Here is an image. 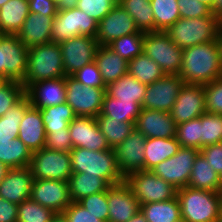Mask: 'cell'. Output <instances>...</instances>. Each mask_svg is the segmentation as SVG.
I'll list each match as a JSON object with an SVG mask.
<instances>
[{"label": "cell", "instance_id": "6da1fadb", "mask_svg": "<svg viewBox=\"0 0 222 222\" xmlns=\"http://www.w3.org/2000/svg\"><path fill=\"white\" fill-rule=\"evenodd\" d=\"M185 84L206 85L222 77L217 40L183 49L178 74Z\"/></svg>", "mask_w": 222, "mask_h": 222}, {"label": "cell", "instance_id": "7a4b0ae2", "mask_svg": "<svg viewBox=\"0 0 222 222\" xmlns=\"http://www.w3.org/2000/svg\"><path fill=\"white\" fill-rule=\"evenodd\" d=\"M184 222H222V192L186 186L177 190Z\"/></svg>", "mask_w": 222, "mask_h": 222}, {"label": "cell", "instance_id": "3957f363", "mask_svg": "<svg viewBox=\"0 0 222 222\" xmlns=\"http://www.w3.org/2000/svg\"><path fill=\"white\" fill-rule=\"evenodd\" d=\"M60 45L55 42L28 48L27 69L21 82L25 90L32 84L65 77Z\"/></svg>", "mask_w": 222, "mask_h": 222}, {"label": "cell", "instance_id": "277c9868", "mask_svg": "<svg viewBox=\"0 0 222 222\" xmlns=\"http://www.w3.org/2000/svg\"><path fill=\"white\" fill-rule=\"evenodd\" d=\"M72 173H88L103 178L110 186L123 182L124 177L119 171L113 148L92 151L85 148H72Z\"/></svg>", "mask_w": 222, "mask_h": 222}, {"label": "cell", "instance_id": "5b68a950", "mask_svg": "<svg viewBox=\"0 0 222 222\" xmlns=\"http://www.w3.org/2000/svg\"><path fill=\"white\" fill-rule=\"evenodd\" d=\"M221 20L214 14L206 17L180 18L164 32L180 49L217 39Z\"/></svg>", "mask_w": 222, "mask_h": 222}, {"label": "cell", "instance_id": "8992f818", "mask_svg": "<svg viewBox=\"0 0 222 222\" xmlns=\"http://www.w3.org/2000/svg\"><path fill=\"white\" fill-rule=\"evenodd\" d=\"M97 23L71 3L62 4L53 19L51 42L60 44L79 35L94 38Z\"/></svg>", "mask_w": 222, "mask_h": 222}, {"label": "cell", "instance_id": "52a82bcc", "mask_svg": "<svg viewBox=\"0 0 222 222\" xmlns=\"http://www.w3.org/2000/svg\"><path fill=\"white\" fill-rule=\"evenodd\" d=\"M125 184L141 204L161 202L177 197V188L151 170L133 172L124 177Z\"/></svg>", "mask_w": 222, "mask_h": 222}, {"label": "cell", "instance_id": "ba28073f", "mask_svg": "<svg viewBox=\"0 0 222 222\" xmlns=\"http://www.w3.org/2000/svg\"><path fill=\"white\" fill-rule=\"evenodd\" d=\"M143 53L156 62L165 74H179L183 49H180L164 31L145 32Z\"/></svg>", "mask_w": 222, "mask_h": 222}, {"label": "cell", "instance_id": "9c48e42d", "mask_svg": "<svg viewBox=\"0 0 222 222\" xmlns=\"http://www.w3.org/2000/svg\"><path fill=\"white\" fill-rule=\"evenodd\" d=\"M29 168L34 179L69 180L72 174L70 152L41 148L32 152Z\"/></svg>", "mask_w": 222, "mask_h": 222}, {"label": "cell", "instance_id": "30bf717a", "mask_svg": "<svg viewBox=\"0 0 222 222\" xmlns=\"http://www.w3.org/2000/svg\"><path fill=\"white\" fill-rule=\"evenodd\" d=\"M28 48L16 35H0V79L22 82L27 69Z\"/></svg>", "mask_w": 222, "mask_h": 222}, {"label": "cell", "instance_id": "8fae6325", "mask_svg": "<svg viewBox=\"0 0 222 222\" xmlns=\"http://www.w3.org/2000/svg\"><path fill=\"white\" fill-rule=\"evenodd\" d=\"M66 103L76 116L96 118L101 113L106 88L86 87L72 76H65Z\"/></svg>", "mask_w": 222, "mask_h": 222}, {"label": "cell", "instance_id": "7c38bea8", "mask_svg": "<svg viewBox=\"0 0 222 222\" xmlns=\"http://www.w3.org/2000/svg\"><path fill=\"white\" fill-rule=\"evenodd\" d=\"M199 150L189 147H180L178 152L154 166L151 171L177 189L188 186L192 167Z\"/></svg>", "mask_w": 222, "mask_h": 222}, {"label": "cell", "instance_id": "4fadbf2b", "mask_svg": "<svg viewBox=\"0 0 222 222\" xmlns=\"http://www.w3.org/2000/svg\"><path fill=\"white\" fill-rule=\"evenodd\" d=\"M184 84L178 74H165L147 85L142 108L170 112Z\"/></svg>", "mask_w": 222, "mask_h": 222}, {"label": "cell", "instance_id": "5bb4252c", "mask_svg": "<svg viewBox=\"0 0 222 222\" xmlns=\"http://www.w3.org/2000/svg\"><path fill=\"white\" fill-rule=\"evenodd\" d=\"M59 45L66 76H71L85 65L94 62L96 50L99 47L95 38L81 35L68 39Z\"/></svg>", "mask_w": 222, "mask_h": 222}, {"label": "cell", "instance_id": "9a60e30c", "mask_svg": "<svg viewBox=\"0 0 222 222\" xmlns=\"http://www.w3.org/2000/svg\"><path fill=\"white\" fill-rule=\"evenodd\" d=\"M143 32L138 29L133 18L117 3L111 11L97 23L94 38L99 46H108L114 39L132 33Z\"/></svg>", "mask_w": 222, "mask_h": 222}, {"label": "cell", "instance_id": "2e32d148", "mask_svg": "<svg viewBox=\"0 0 222 222\" xmlns=\"http://www.w3.org/2000/svg\"><path fill=\"white\" fill-rule=\"evenodd\" d=\"M30 199L54 213H62L72 202L68 180L34 179Z\"/></svg>", "mask_w": 222, "mask_h": 222}, {"label": "cell", "instance_id": "e0dca14e", "mask_svg": "<svg viewBox=\"0 0 222 222\" xmlns=\"http://www.w3.org/2000/svg\"><path fill=\"white\" fill-rule=\"evenodd\" d=\"M147 138L136 128L113 150L119 171L123 177L144 170L145 142Z\"/></svg>", "mask_w": 222, "mask_h": 222}, {"label": "cell", "instance_id": "ac0fdd59", "mask_svg": "<svg viewBox=\"0 0 222 222\" xmlns=\"http://www.w3.org/2000/svg\"><path fill=\"white\" fill-rule=\"evenodd\" d=\"M206 112L204 85L184 84L170 110L176 125L196 119Z\"/></svg>", "mask_w": 222, "mask_h": 222}, {"label": "cell", "instance_id": "d6986e66", "mask_svg": "<svg viewBox=\"0 0 222 222\" xmlns=\"http://www.w3.org/2000/svg\"><path fill=\"white\" fill-rule=\"evenodd\" d=\"M69 133L73 148H85L92 151L111 149L101 133L96 118L76 116L69 123Z\"/></svg>", "mask_w": 222, "mask_h": 222}, {"label": "cell", "instance_id": "ffe728a7", "mask_svg": "<svg viewBox=\"0 0 222 222\" xmlns=\"http://www.w3.org/2000/svg\"><path fill=\"white\" fill-rule=\"evenodd\" d=\"M107 202L108 222H128L140 211V203L124 181L108 188Z\"/></svg>", "mask_w": 222, "mask_h": 222}, {"label": "cell", "instance_id": "44dd1931", "mask_svg": "<svg viewBox=\"0 0 222 222\" xmlns=\"http://www.w3.org/2000/svg\"><path fill=\"white\" fill-rule=\"evenodd\" d=\"M135 128L146 138H170L176 135V123L165 111L141 108Z\"/></svg>", "mask_w": 222, "mask_h": 222}, {"label": "cell", "instance_id": "7402d4cb", "mask_svg": "<svg viewBox=\"0 0 222 222\" xmlns=\"http://www.w3.org/2000/svg\"><path fill=\"white\" fill-rule=\"evenodd\" d=\"M33 181L29 167L9 169L0 181V197L16 204L29 200Z\"/></svg>", "mask_w": 222, "mask_h": 222}, {"label": "cell", "instance_id": "603a6c76", "mask_svg": "<svg viewBox=\"0 0 222 222\" xmlns=\"http://www.w3.org/2000/svg\"><path fill=\"white\" fill-rule=\"evenodd\" d=\"M26 95L31 105L39 110L63 104L66 102L65 77L38 81L26 90Z\"/></svg>", "mask_w": 222, "mask_h": 222}, {"label": "cell", "instance_id": "cb8c5ba5", "mask_svg": "<svg viewBox=\"0 0 222 222\" xmlns=\"http://www.w3.org/2000/svg\"><path fill=\"white\" fill-rule=\"evenodd\" d=\"M54 18L30 12L16 36L27 48L49 43Z\"/></svg>", "mask_w": 222, "mask_h": 222}, {"label": "cell", "instance_id": "d4e9b609", "mask_svg": "<svg viewBox=\"0 0 222 222\" xmlns=\"http://www.w3.org/2000/svg\"><path fill=\"white\" fill-rule=\"evenodd\" d=\"M18 138L35 152L45 147L46 132L39 109L30 105L19 125Z\"/></svg>", "mask_w": 222, "mask_h": 222}, {"label": "cell", "instance_id": "484cf974", "mask_svg": "<svg viewBox=\"0 0 222 222\" xmlns=\"http://www.w3.org/2000/svg\"><path fill=\"white\" fill-rule=\"evenodd\" d=\"M94 62L100 71L105 86L128 73V62L108 46L98 47Z\"/></svg>", "mask_w": 222, "mask_h": 222}, {"label": "cell", "instance_id": "4316f807", "mask_svg": "<svg viewBox=\"0 0 222 222\" xmlns=\"http://www.w3.org/2000/svg\"><path fill=\"white\" fill-rule=\"evenodd\" d=\"M29 11L28 0H9L0 8V35H16Z\"/></svg>", "mask_w": 222, "mask_h": 222}, {"label": "cell", "instance_id": "83f0119b", "mask_svg": "<svg viewBox=\"0 0 222 222\" xmlns=\"http://www.w3.org/2000/svg\"><path fill=\"white\" fill-rule=\"evenodd\" d=\"M147 85L126 74L106 86V93L118 101L136 102L142 107Z\"/></svg>", "mask_w": 222, "mask_h": 222}, {"label": "cell", "instance_id": "f1b7e54d", "mask_svg": "<svg viewBox=\"0 0 222 222\" xmlns=\"http://www.w3.org/2000/svg\"><path fill=\"white\" fill-rule=\"evenodd\" d=\"M180 147L176 137L147 138L144 150V170H151L157 164L174 156Z\"/></svg>", "mask_w": 222, "mask_h": 222}, {"label": "cell", "instance_id": "f546056e", "mask_svg": "<svg viewBox=\"0 0 222 222\" xmlns=\"http://www.w3.org/2000/svg\"><path fill=\"white\" fill-rule=\"evenodd\" d=\"M188 186L201 190L222 192L221 176L213 170L212 166L200 153L195 158Z\"/></svg>", "mask_w": 222, "mask_h": 222}, {"label": "cell", "instance_id": "4dcf8cb0", "mask_svg": "<svg viewBox=\"0 0 222 222\" xmlns=\"http://www.w3.org/2000/svg\"><path fill=\"white\" fill-rule=\"evenodd\" d=\"M69 195L72 202H77L83 197L107 191L110 185L98 176L88 173H72L68 180Z\"/></svg>", "mask_w": 222, "mask_h": 222}, {"label": "cell", "instance_id": "1f68e13d", "mask_svg": "<svg viewBox=\"0 0 222 222\" xmlns=\"http://www.w3.org/2000/svg\"><path fill=\"white\" fill-rule=\"evenodd\" d=\"M140 211L146 218L147 222L183 221L177 197L161 202L141 204Z\"/></svg>", "mask_w": 222, "mask_h": 222}, {"label": "cell", "instance_id": "d6a6232c", "mask_svg": "<svg viewBox=\"0 0 222 222\" xmlns=\"http://www.w3.org/2000/svg\"><path fill=\"white\" fill-rule=\"evenodd\" d=\"M32 151L17 137L0 141V162L8 168L29 167Z\"/></svg>", "mask_w": 222, "mask_h": 222}, {"label": "cell", "instance_id": "836d02e7", "mask_svg": "<svg viewBox=\"0 0 222 222\" xmlns=\"http://www.w3.org/2000/svg\"><path fill=\"white\" fill-rule=\"evenodd\" d=\"M30 105L31 101L25 95L0 117V141H9L18 137L20 122Z\"/></svg>", "mask_w": 222, "mask_h": 222}, {"label": "cell", "instance_id": "e575fe53", "mask_svg": "<svg viewBox=\"0 0 222 222\" xmlns=\"http://www.w3.org/2000/svg\"><path fill=\"white\" fill-rule=\"evenodd\" d=\"M141 108L136 102L118 101V99L105 93L100 114L109 116L120 122L127 121L135 123Z\"/></svg>", "mask_w": 222, "mask_h": 222}, {"label": "cell", "instance_id": "d590c367", "mask_svg": "<svg viewBox=\"0 0 222 222\" xmlns=\"http://www.w3.org/2000/svg\"><path fill=\"white\" fill-rule=\"evenodd\" d=\"M128 74L146 85L165 75L161 67L143 52L128 62Z\"/></svg>", "mask_w": 222, "mask_h": 222}, {"label": "cell", "instance_id": "8d00e7d4", "mask_svg": "<svg viewBox=\"0 0 222 222\" xmlns=\"http://www.w3.org/2000/svg\"><path fill=\"white\" fill-rule=\"evenodd\" d=\"M96 120L101 133L105 136L111 148L120 144L135 128V123L120 122L106 115L99 114Z\"/></svg>", "mask_w": 222, "mask_h": 222}, {"label": "cell", "instance_id": "74e56055", "mask_svg": "<svg viewBox=\"0 0 222 222\" xmlns=\"http://www.w3.org/2000/svg\"><path fill=\"white\" fill-rule=\"evenodd\" d=\"M133 18L140 31H154V15L150 0H118Z\"/></svg>", "mask_w": 222, "mask_h": 222}, {"label": "cell", "instance_id": "f35d334b", "mask_svg": "<svg viewBox=\"0 0 222 222\" xmlns=\"http://www.w3.org/2000/svg\"><path fill=\"white\" fill-rule=\"evenodd\" d=\"M40 112L46 133L69 128V123L76 117L73 109L66 102L55 106H48L41 109Z\"/></svg>", "mask_w": 222, "mask_h": 222}, {"label": "cell", "instance_id": "ab89813d", "mask_svg": "<svg viewBox=\"0 0 222 222\" xmlns=\"http://www.w3.org/2000/svg\"><path fill=\"white\" fill-rule=\"evenodd\" d=\"M154 15V31H165L180 17L177 0H150Z\"/></svg>", "mask_w": 222, "mask_h": 222}, {"label": "cell", "instance_id": "60d3db41", "mask_svg": "<svg viewBox=\"0 0 222 222\" xmlns=\"http://www.w3.org/2000/svg\"><path fill=\"white\" fill-rule=\"evenodd\" d=\"M145 32H137L114 39L108 47L127 62L143 52Z\"/></svg>", "mask_w": 222, "mask_h": 222}, {"label": "cell", "instance_id": "b9f144b4", "mask_svg": "<svg viewBox=\"0 0 222 222\" xmlns=\"http://www.w3.org/2000/svg\"><path fill=\"white\" fill-rule=\"evenodd\" d=\"M198 118L201 120L200 149L222 142V114L206 111Z\"/></svg>", "mask_w": 222, "mask_h": 222}, {"label": "cell", "instance_id": "7bdbcfd3", "mask_svg": "<svg viewBox=\"0 0 222 222\" xmlns=\"http://www.w3.org/2000/svg\"><path fill=\"white\" fill-rule=\"evenodd\" d=\"M18 222H50L55 213L29 199L18 204Z\"/></svg>", "mask_w": 222, "mask_h": 222}, {"label": "cell", "instance_id": "ee69618b", "mask_svg": "<svg viewBox=\"0 0 222 222\" xmlns=\"http://www.w3.org/2000/svg\"><path fill=\"white\" fill-rule=\"evenodd\" d=\"M175 137L181 147L200 150L201 120L196 118L176 125Z\"/></svg>", "mask_w": 222, "mask_h": 222}, {"label": "cell", "instance_id": "f6af8a7d", "mask_svg": "<svg viewBox=\"0 0 222 222\" xmlns=\"http://www.w3.org/2000/svg\"><path fill=\"white\" fill-rule=\"evenodd\" d=\"M25 95L26 90L21 82L16 80L2 81L0 83V117Z\"/></svg>", "mask_w": 222, "mask_h": 222}, {"label": "cell", "instance_id": "bcb514c9", "mask_svg": "<svg viewBox=\"0 0 222 222\" xmlns=\"http://www.w3.org/2000/svg\"><path fill=\"white\" fill-rule=\"evenodd\" d=\"M70 3L96 22H100L118 3V0H71Z\"/></svg>", "mask_w": 222, "mask_h": 222}, {"label": "cell", "instance_id": "7dc6e473", "mask_svg": "<svg viewBox=\"0 0 222 222\" xmlns=\"http://www.w3.org/2000/svg\"><path fill=\"white\" fill-rule=\"evenodd\" d=\"M81 206L85 207L93 215L98 216V219L108 222V202L107 191L98 192L77 201Z\"/></svg>", "mask_w": 222, "mask_h": 222}, {"label": "cell", "instance_id": "c3c4849f", "mask_svg": "<svg viewBox=\"0 0 222 222\" xmlns=\"http://www.w3.org/2000/svg\"><path fill=\"white\" fill-rule=\"evenodd\" d=\"M204 92L206 111L222 114V77L204 85Z\"/></svg>", "mask_w": 222, "mask_h": 222}, {"label": "cell", "instance_id": "681fc988", "mask_svg": "<svg viewBox=\"0 0 222 222\" xmlns=\"http://www.w3.org/2000/svg\"><path fill=\"white\" fill-rule=\"evenodd\" d=\"M71 76L80 82L83 86L106 88L95 62L85 65L82 69L77 70Z\"/></svg>", "mask_w": 222, "mask_h": 222}, {"label": "cell", "instance_id": "f907efd6", "mask_svg": "<svg viewBox=\"0 0 222 222\" xmlns=\"http://www.w3.org/2000/svg\"><path fill=\"white\" fill-rule=\"evenodd\" d=\"M181 18H197L211 16L212 10L199 0H177Z\"/></svg>", "mask_w": 222, "mask_h": 222}, {"label": "cell", "instance_id": "816d5d0a", "mask_svg": "<svg viewBox=\"0 0 222 222\" xmlns=\"http://www.w3.org/2000/svg\"><path fill=\"white\" fill-rule=\"evenodd\" d=\"M45 147L49 150L60 152H70L73 148L69 128H64L58 131L46 133Z\"/></svg>", "mask_w": 222, "mask_h": 222}, {"label": "cell", "instance_id": "f5cc1de1", "mask_svg": "<svg viewBox=\"0 0 222 222\" xmlns=\"http://www.w3.org/2000/svg\"><path fill=\"white\" fill-rule=\"evenodd\" d=\"M67 222H104L98 219V216L93 215L85 207L78 202H71V204L62 212Z\"/></svg>", "mask_w": 222, "mask_h": 222}, {"label": "cell", "instance_id": "db71d44e", "mask_svg": "<svg viewBox=\"0 0 222 222\" xmlns=\"http://www.w3.org/2000/svg\"><path fill=\"white\" fill-rule=\"evenodd\" d=\"M199 153L208 161L213 170L222 175V142L202 147Z\"/></svg>", "mask_w": 222, "mask_h": 222}, {"label": "cell", "instance_id": "11a10c76", "mask_svg": "<svg viewBox=\"0 0 222 222\" xmlns=\"http://www.w3.org/2000/svg\"><path fill=\"white\" fill-rule=\"evenodd\" d=\"M29 11L43 16L55 17L59 4L54 0H28Z\"/></svg>", "mask_w": 222, "mask_h": 222}, {"label": "cell", "instance_id": "9f6ffc18", "mask_svg": "<svg viewBox=\"0 0 222 222\" xmlns=\"http://www.w3.org/2000/svg\"><path fill=\"white\" fill-rule=\"evenodd\" d=\"M18 204L0 197V222H18Z\"/></svg>", "mask_w": 222, "mask_h": 222}, {"label": "cell", "instance_id": "6f0895ef", "mask_svg": "<svg viewBox=\"0 0 222 222\" xmlns=\"http://www.w3.org/2000/svg\"><path fill=\"white\" fill-rule=\"evenodd\" d=\"M212 13L222 20V0H215Z\"/></svg>", "mask_w": 222, "mask_h": 222}, {"label": "cell", "instance_id": "680465c9", "mask_svg": "<svg viewBox=\"0 0 222 222\" xmlns=\"http://www.w3.org/2000/svg\"><path fill=\"white\" fill-rule=\"evenodd\" d=\"M217 45H218V49H219V54H220V59H221V64H222V26L218 32V36H217Z\"/></svg>", "mask_w": 222, "mask_h": 222}, {"label": "cell", "instance_id": "91938a15", "mask_svg": "<svg viewBox=\"0 0 222 222\" xmlns=\"http://www.w3.org/2000/svg\"><path fill=\"white\" fill-rule=\"evenodd\" d=\"M128 222H147L146 218L142 214L141 211H139L136 215H134Z\"/></svg>", "mask_w": 222, "mask_h": 222}, {"label": "cell", "instance_id": "94428289", "mask_svg": "<svg viewBox=\"0 0 222 222\" xmlns=\"http://www.w3.org/2000/svg\"><path fill=\"white\" fill-rule=\"evenodd\" d=\"M50 222H67V220L62 213H55Z\"/></svg>", "mask_w": 222, "mask_h": 222}, {"label": "cell", "instance_id": "6125c7cd", "mask_svg": "<svg viewBox=\"0 0 222 222\" xmlns=\"http://www.w3.org/2000/svg\"><path fill=\"white\" fill-rule=\"evenodd\" d=\"M10 168H8L5 164H2L0 162V181L2 179H4V177L6 176V173L7 171L9 170Z\"/></svg>", "mask_w": 222, "mask_h": 222}, {"label": "cell", "instance_id": "be15d7a7", "mask_svg": "<svg viewBox=\"0 0 222 222\" xmlns=\"http://www.w3.org/2000/svg\"><path fill=\"white\" fill-rule=\"evenodd\" d=\"M199 1L205 3L207 6L211 8V10L214 8L215 0H199Z\"/></svg>", "mask_w": 222, "mask_h": 222}, {"label": "cell", "instance_id": "e7e4bbea", "mask_svg": "<svg viewBox=\"0 0 222 222\" xmlns=\"http://www.w3.org/2000/svg\"><path fill=\"white\" fill-rule=\"evenodd\" d=\"M55 2H57L59 5H62V4H66V3H70L71 0H54Z\"/></svg>", "mask_w": 222, "mask_h": 222}, {"label": "cell", "instance_id": "03108f58", "mask_svg": "<svg viewBox=\"0 0 222 222\" xmlns=\"http://www.w3.org/2000/svg\"><path fill=\"white\" fill-rule=\"evenodd\" d=\"M7 1H9V0H0V8H1V6L4 5Z\"/></svg>", "mask_w": 222, "mask_h": 222}]
</instances>
